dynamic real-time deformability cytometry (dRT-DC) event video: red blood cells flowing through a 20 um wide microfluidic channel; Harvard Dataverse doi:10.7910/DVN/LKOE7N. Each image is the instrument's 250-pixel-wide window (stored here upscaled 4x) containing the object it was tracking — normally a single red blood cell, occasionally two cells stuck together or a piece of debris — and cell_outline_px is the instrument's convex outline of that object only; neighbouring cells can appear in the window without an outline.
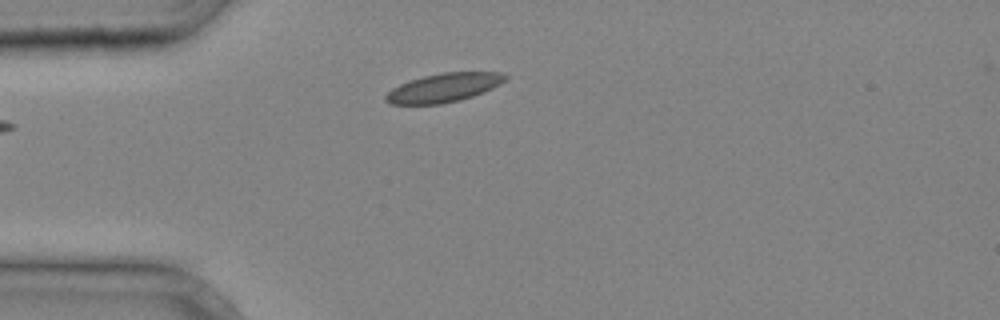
{"species": "common noctule bat (a hibernating species)", "species_latin": "Nyctalus noctula", "temperature_condition": "cold", "stored_images_in_passage": 2, "camera_frame_rate_fps": 3000, "um_per_image_px": 0.085, "animal": {"sex": "male", "body_mass_g": 20.4}, "frame": {"image": 1, "passage_image": 2, "time_ms": 0.333, "image_size_px": [1000, 320], "cell_outline_px": [[508, 76], [500, 84], [484, 92], [460, 100], [440, 104], [388, 104], [384, 100], [384, 96], [392, 88], [400, 84], [424, 76], [444, 72], [504, 72]], "centroid_in_image_um": [37.72, 7.46], "position_along_channel_um": 47.3, "area_um2": 20.0}}